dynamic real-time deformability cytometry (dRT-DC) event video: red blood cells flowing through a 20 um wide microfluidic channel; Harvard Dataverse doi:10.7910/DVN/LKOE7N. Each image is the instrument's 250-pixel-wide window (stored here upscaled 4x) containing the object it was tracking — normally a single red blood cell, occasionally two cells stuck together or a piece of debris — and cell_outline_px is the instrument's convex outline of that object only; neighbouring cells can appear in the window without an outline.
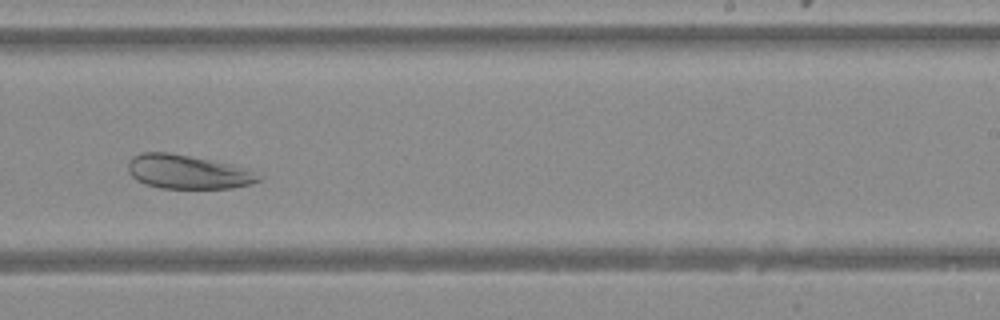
{"species": "Egyptian fruit bat (a non-hibernating species)", "species_latin": "Rousettus aegyptiacus", "temperature_condition": "warm", "stored_images_in_passage": 43, "camera_frame_rate_fps": 3000, "um_per_image_px": 0.085, "animal": {"sex": "female"}, "frame": {"image": 1, "passage_image": 25, "time_ms": 8.0, "image_size_px": [1000, 320], "cell_outline_px": [[264, 176], [260, 180], [252, 184], [232, 188], [160, 188], [144, 184], [136, 180], [128, 172], [128, 164], [132, 156], [140, 152], [168, 152], [212, 160], [228, 164]], "centroid_in_image_um": [15.9, 14.61], "position_along_channel_um": 273.1, "area_um2": 25.72}}
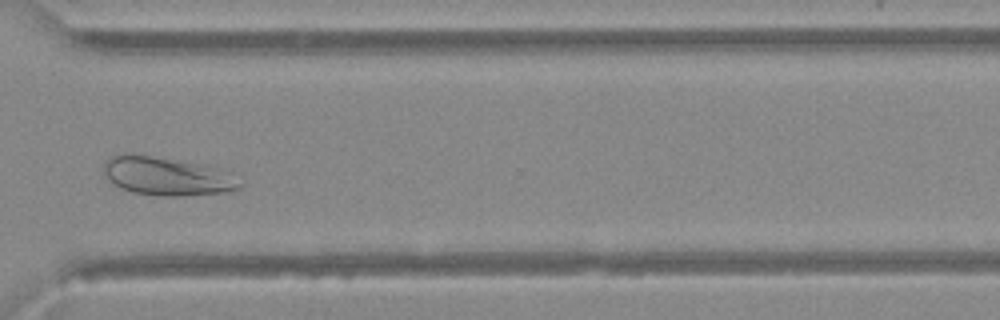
{"frame": {"image": 2, "passage_image": 31, "time_ms": 10.0, "image_size_px": [1000, 320], "cell_outline_px": [[244, 184], [240, 188], [232, 192], [184, 196], [164, 196], [132, 192], [120, 188], [108, 180], [104, 172], [104, 164], [112, 156], [152, 156], [200, 164]], "centroid_in_image_um": [14.14, 15.03], "position_along_channel_um": 356.5, "area_um2": 29.19}}